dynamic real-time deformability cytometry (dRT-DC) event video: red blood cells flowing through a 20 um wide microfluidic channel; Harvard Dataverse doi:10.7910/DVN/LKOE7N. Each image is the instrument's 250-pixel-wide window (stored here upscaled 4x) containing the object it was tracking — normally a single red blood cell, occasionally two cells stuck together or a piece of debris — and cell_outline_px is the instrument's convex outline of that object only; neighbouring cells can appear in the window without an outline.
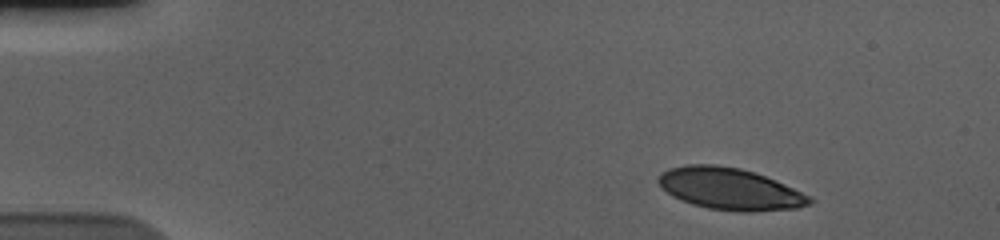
{"species": "human", "species_latin": "Homo sapiens", "temperature_condition": "cold", "stored_images_in_passage": 48, "camera_frame_rate_fps": 3000, "um_per_image_px": 0.085, "donor": {"sex": "male"}, "frame": {"image": 1, "passage_image": 1, "time_ms": 0.0, "image_size_px": [1000, 240], "cell_outline_px": [[804, 200], [800, 204], [772, 208], [724, 208], [704, 204], [680, 196], [672, 192], [664, 184], [664, 176], [680, 168], [728, 168], [748, 172], [760, 176], [780, 184]], "centroid_in_image_um": [61.99, 16.03], "position_along_channel_um": 23.0, "area_um2": 29.07}}
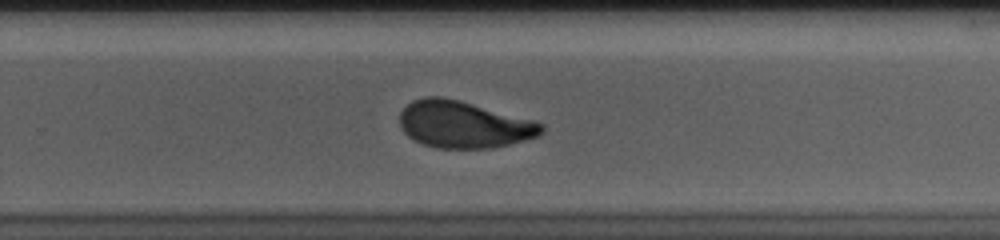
{"frame": {"image": 2, "passage_image": 31, "time_ms": 10.0, "image_size_px": [1000, 240], "cell_outline_px": [[540, 128], [536, 132], [528, 136], [504, 140], [440, 144], [416, 136], [408, 128], [404, 120], [404, 116], [408, 108], [424, 100], [444, 100], [460, 104], [536, 124]], "centroid_in_image_um": [39.32, 10.51], "position_along_channel_um": 290.5, "area_um2": 28.84}}
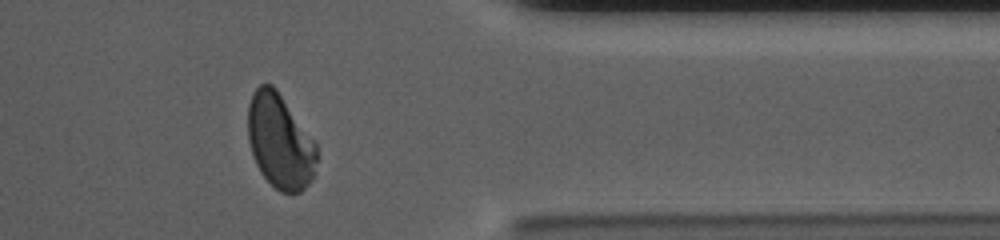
{"frame": {"image": 3, "passage_image": 40, "time_ms": 13.0, "image_size_px": [1000, 240], "cell_outline_px": [[300, 156], [284, 188], [280, 188], [264, 172], [256, 156], [252, 144], [252, 100], [256, 92], [260, 88], [272, 88], [276, 92], [288, 116]], "centroid_in_image_um": [23.23, 11.64], "position_along_channel_um": 388.2, "area_um2": 23.52}}